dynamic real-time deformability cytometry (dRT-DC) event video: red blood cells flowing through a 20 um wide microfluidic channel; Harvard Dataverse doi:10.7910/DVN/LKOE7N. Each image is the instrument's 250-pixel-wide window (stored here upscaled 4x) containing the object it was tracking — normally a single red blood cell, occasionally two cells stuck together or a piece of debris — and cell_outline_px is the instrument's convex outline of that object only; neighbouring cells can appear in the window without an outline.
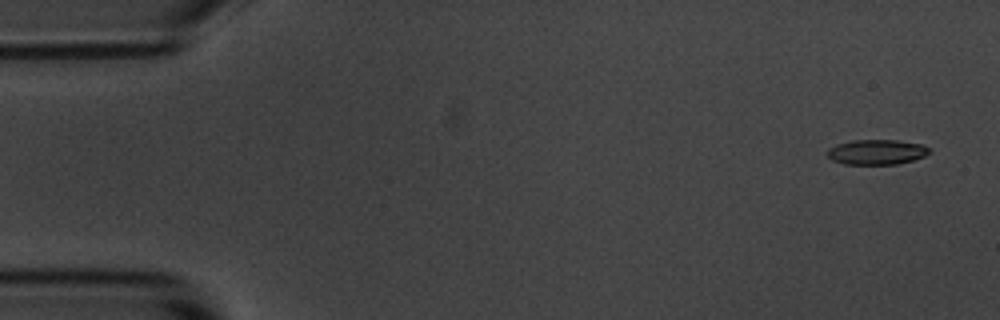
{"species": "common noctule bat (a hibernating species)", "species_latin": "Nyctalus noctula", "temperature_condition": "room temperature", "stored_images_in_passage": 4, "camera_frame_rate_fps": 3000, "um_per_image_px": 0.085, "animal": {"sex": "male", "body_mass_g": 20.1, "forearm_length_mm": 53.5}, "frame": {"image": 1, "passage_image": 1, "time_ms": 0.0, "image_size_px": [1000, 320], "cell_outline_px": [[932, 152], [924, 156], [912, 160], [896, 164], [844, 164], [832, 160], [828, 156], [828, 148], [836, 144], [852, 140], [896, 140], [920, 144], [928, 148]], "centroid_in_image_um": [74.49, 12.92], "position_along_channel_um": 10.5, "area_um2": 14.8}}